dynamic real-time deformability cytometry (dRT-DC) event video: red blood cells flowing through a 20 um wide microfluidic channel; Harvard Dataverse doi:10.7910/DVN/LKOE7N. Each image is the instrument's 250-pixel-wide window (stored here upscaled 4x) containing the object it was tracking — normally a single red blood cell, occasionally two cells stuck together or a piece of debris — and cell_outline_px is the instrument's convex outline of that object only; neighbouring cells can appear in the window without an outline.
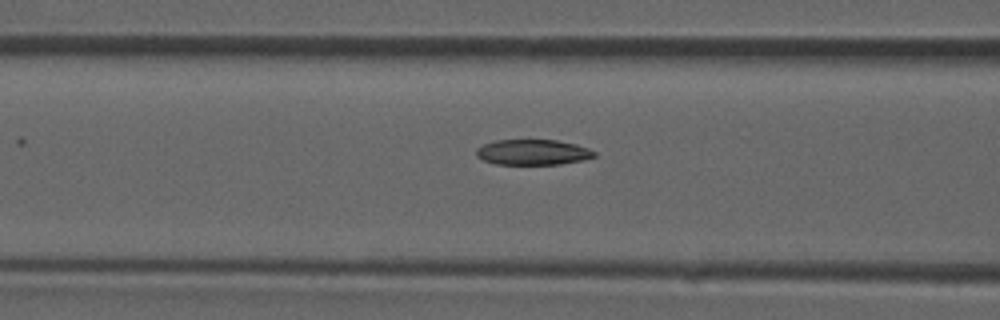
{"species": "common noctule bat (a hibernating species)", "species_latin": "Nyctalus noctula", "temperature_condition": "room temperature", "stored_images_in_passage": 31, "camera_frame_rate_fps": 3000, "um_per_image_px": 0.085, "animal": {"sex": "male", "forearm_length_mm": 52.5}, "frame": {"image": 1, "passage_image": 8, "time_ms": 2.333, "image_size_px": [1000, 320], "cell_outline_px": [[596, 156], [584, 160], [560, 164], [496, 164], [484, 160], [476, 156], [476, 148], [484, 144], [496, 140], [556, 140], [576, 144], [588, 148], [596, 152]], "centroid_in_image_um": [45.3, 12.94], "position_along_channel_um": 121.3, "area_um2": 17.51}}